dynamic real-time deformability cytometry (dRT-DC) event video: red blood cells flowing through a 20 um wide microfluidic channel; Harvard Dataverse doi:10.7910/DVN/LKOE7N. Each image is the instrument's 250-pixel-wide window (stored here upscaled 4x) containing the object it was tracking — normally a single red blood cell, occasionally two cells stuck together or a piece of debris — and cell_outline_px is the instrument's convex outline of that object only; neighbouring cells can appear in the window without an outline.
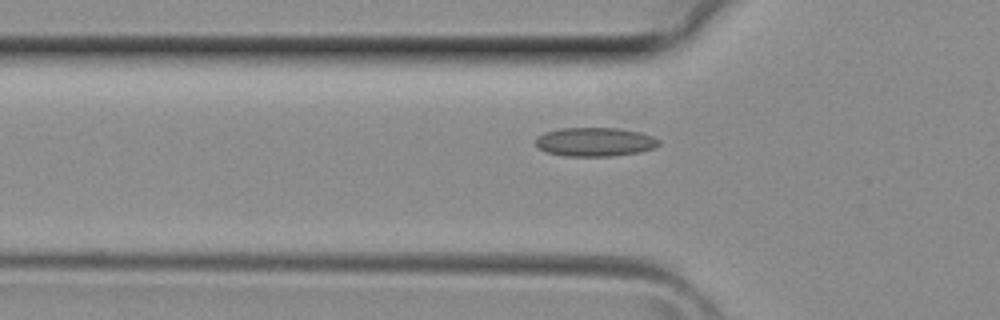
{"species": "common noctule bat (a hibernating species)", "species_latin": "Nyctalus noctula", "temperature_condition": "room temperature", "stored_images_in_passage": 36, "camera_frame_rate_fps": 3000, "um_per_image_px": 0.085, "animal": {"sex": "female", "body_mass_g": 29.2, "forearm_length_mm": 56.3}, "frame": {"image": 1, "passage_image": 13, "time_ms": 4.0, "image_size_px": [1000, 320], "cell_outline_px": [[660, 144], [652, 148], [640, 152], [612, 156], [564, 156], [548, 152], [540, 148], [536, 144], [536, 140], [544, 132], [560, 128], [616, 128], [640, 132], [652, 136], [660, 140]], "centroid_in_image_um": [50.59, 12.06], "position_along_channel_um": 75.2, "area_um2": 20.58}}
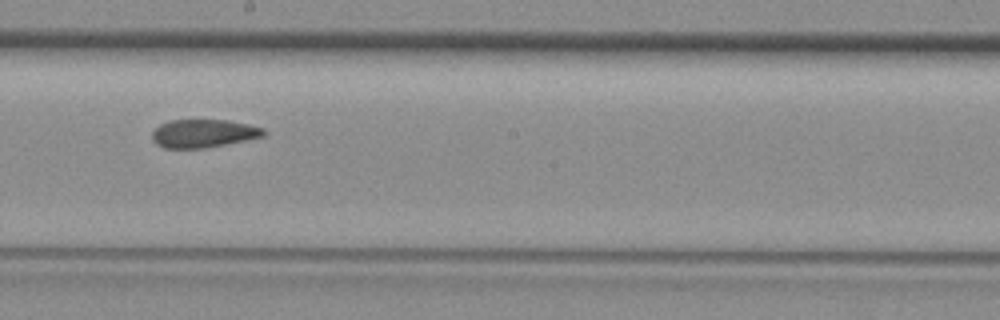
{"frame": {"image": 2, "passage_image": 22, "time_ms": 7.0, "image_size_px": [1000, 320], "cell_outline_px": [[264, 136], [204, 148], [164, 148], [156, 144], [152, 140], [152, 132], [160, 124], [168, 120], [228, 120], [248, 124], [264, 128]], "centroid_in_image_um": [17.25, 11.33], "position_along_channel_um": 231.0, "area_um2": 18.21}}
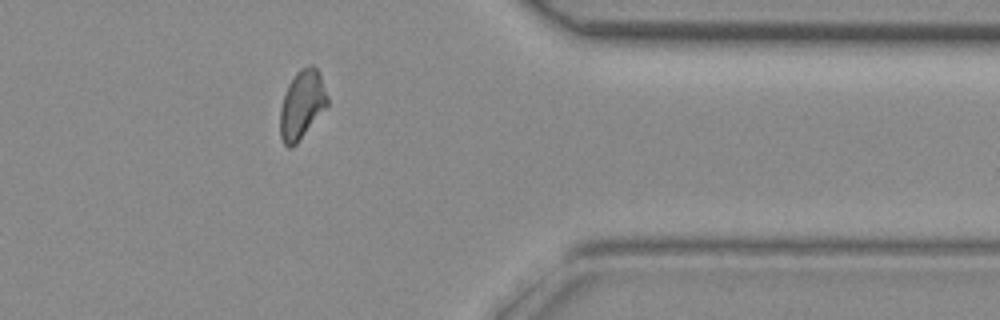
{"frame": {"image": 3, "passage_image": 32, "time_ms": 10.333, "image_size_px": [1000, 320], "cell_outline_px": [[328, 104], [296, 144], [292, 148], [288, 148], [284, 144], [280, 136], [280, 108], [288, 84], [296, 72], [300, 68], [308, 64], [312, 64], [320, 72], [328, 96]], "centroid_in_image_um": [25.66, 8.86], "position_along_channel_um": 385.7, "area_um2": 18.9}}